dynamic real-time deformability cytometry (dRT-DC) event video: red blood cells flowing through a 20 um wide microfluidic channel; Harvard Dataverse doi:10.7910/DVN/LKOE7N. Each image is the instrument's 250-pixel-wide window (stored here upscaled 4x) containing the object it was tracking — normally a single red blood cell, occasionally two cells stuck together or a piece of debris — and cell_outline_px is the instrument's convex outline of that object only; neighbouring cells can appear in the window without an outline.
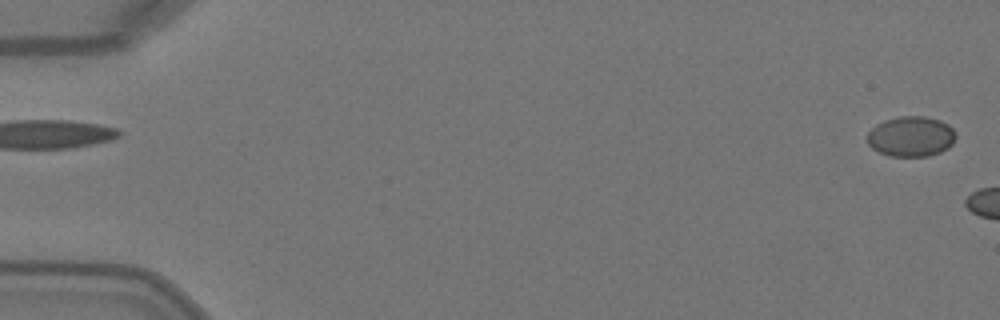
{"species": "Egyptian fruit bat (a non-hibernating species)", "species_latin": "Rousettus aegyptiacus", "temperature_condition": "warm", "stored_images_in_passage": 4, "segment_of_instrument_passage": [2, 2], "camera_frame_rate_fps": 3000, "um_per_image_px": 0.085, "animal": {"sex": "female"}, "frame": {"image": 1, "passage_image": 4, "time_ms": 1.0, "image_size_px": [1000, 320], "cell_outline_px": [[956, 136], [952, 144], [948, 148], [940, 152], [928, 156], [888, 156], [872, 148], [868, 144], [868, 132], [876, 124], [884, 120], [900, 116], [924, 116], [940, 120], [948, 124], [956, 132]], "centroid_in_image_um": [77.45, 11.59], "position_along_channel_um": 7.6, "area_um2": 20.87}}